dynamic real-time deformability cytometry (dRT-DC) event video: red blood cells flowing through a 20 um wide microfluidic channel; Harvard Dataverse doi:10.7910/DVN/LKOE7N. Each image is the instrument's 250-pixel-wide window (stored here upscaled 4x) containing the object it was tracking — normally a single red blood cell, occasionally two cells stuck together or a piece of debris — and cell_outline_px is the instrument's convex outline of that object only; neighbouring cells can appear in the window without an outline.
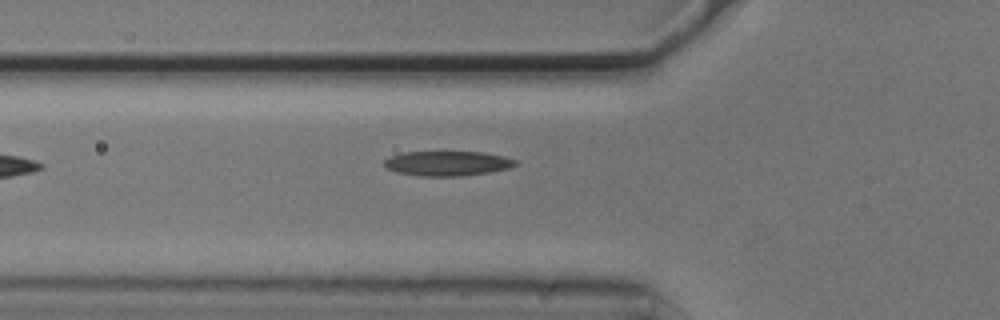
{"species": "common noctule bat (a hibernating species)", "species_latin": "Nyctalus noctula", "temperature_condition": "cold", "stored_images_in_passage": 5, "camera_frame_rate_fps": 3000, "um_per_image_px": 0.085, "animal": {"sex": "male", "body_mass_g": 20.5, "forearm_length_mm": 52.5}, "frame": {"image": 1, "passage_image": 5, "time_ms": 1.333, "image_size_px": [1000, 320], "cell_outline_px": [[520, 164], [508, 168], [488, 172], [464, 176], [420, 176], [396, 172], [380, 164], [384, 160], [392, 156], [404, 152], [484, 152], [504, 156], [516, 160]], "centroid_in_image_um": [38.03, 13.89], "position_along_channel_um": 87.8, "area_um2": 19.02}}